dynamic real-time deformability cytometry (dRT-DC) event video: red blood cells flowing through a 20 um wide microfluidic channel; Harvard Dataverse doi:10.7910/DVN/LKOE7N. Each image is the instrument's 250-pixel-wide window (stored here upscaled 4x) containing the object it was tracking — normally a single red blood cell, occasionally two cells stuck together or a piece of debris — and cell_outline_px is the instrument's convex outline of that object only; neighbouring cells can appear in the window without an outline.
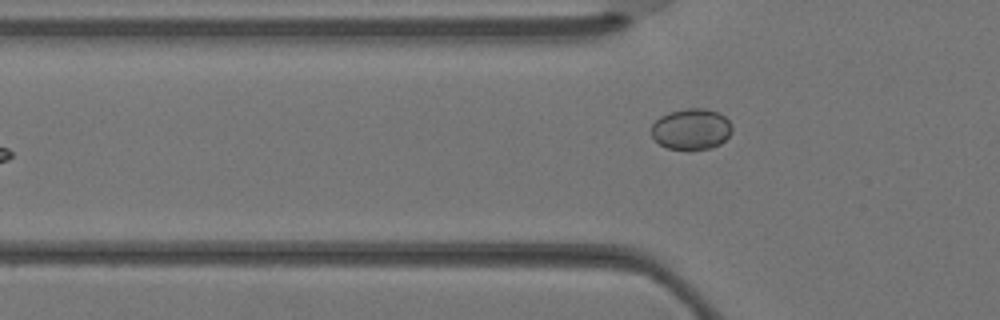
{"species": "Egyptian fruit bat (a non-hibernating species)", "species_latin": "Rousettus aegyptiacus", "temperature_condition": "warm", "stored_images_in_passage": 4, "camera_frame_rate_fps": 3000, "um_per_image_px": 0.085, "animal": {"sex": "female"}, "frame": {"image": 1, "passage_image": 4, "time_ms": 1.0, "image_size_px": [1000, 320], "cell_outline_px": [[732, 132], [720, 144], [712, 148], [668, 148], [660, 144], [652, 136], [652, 124], [660, 116], [668, 112], [688, 108], [704, 108], [720, 112], [732, 124]], "centroid_in_image_um": [58.78, 10.94], "position_along_channel_um": 67.0, "area_um2": 19.13}}